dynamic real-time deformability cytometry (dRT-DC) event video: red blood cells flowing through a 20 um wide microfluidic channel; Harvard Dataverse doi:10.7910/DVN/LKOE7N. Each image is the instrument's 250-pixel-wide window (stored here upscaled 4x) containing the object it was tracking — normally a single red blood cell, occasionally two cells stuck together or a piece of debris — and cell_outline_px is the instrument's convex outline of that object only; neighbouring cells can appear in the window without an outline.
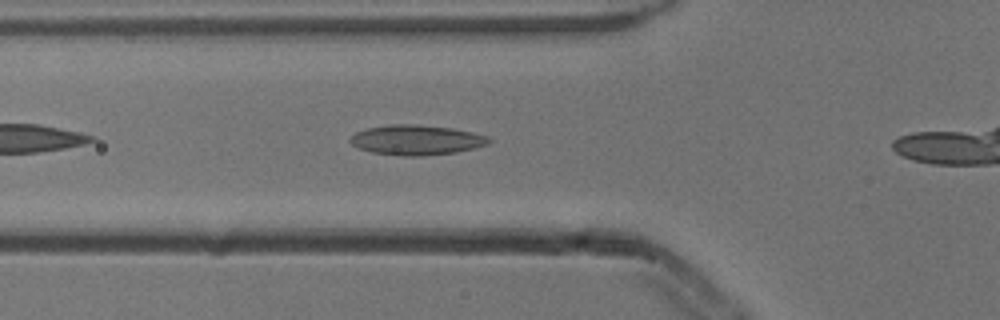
{"species": "common noctule bat (a hibernating species)", "species_latin": "Nyctalus noctula", "temperature_condition": "cold", "stored_images_in_passage": 24, "camera_frame_rate_fps": 3000, "um_per_image_px": 0.085, "animal": {"sex": "male", "body_mass_g": 13.3}, "frame": {"image": 1, "passage_image": 5, "time_ms": 1.333, "image_size_px": [1000, 320], "cell_outline_px": [[492, 140], [488, 144], [456, 152], [424, 156], [400, 156], [372, 152], [356, 148], [348, 140], [356, 132], [368, 128], [388, 124], [416, 124], [452, 128], [472, 132], [488, 136]], "centroid_in_image_um": [35.37, 11.9], "position_along_channel_um": 90.4, "area_um2": 24.33}}
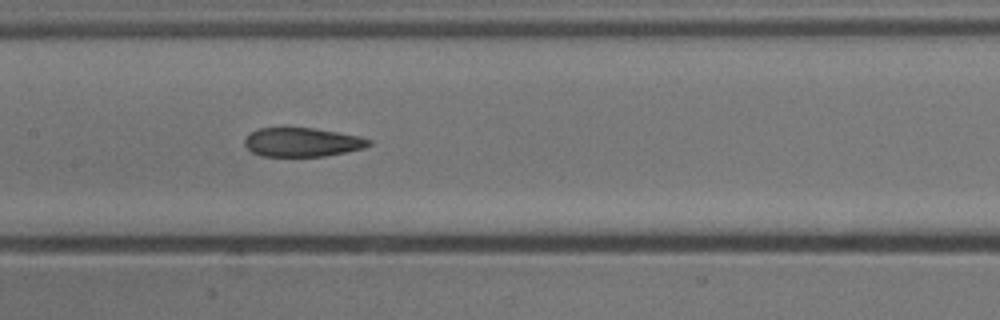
{"frame": {"image": 2, "passage_image": 12, "time_ms": 3.667, "image_size_px": [1000, 320], "cell_outline_px": [[372, 144], [364, 148], [324, 156], [260, 156], [252, 152], [244, 144], [244, 140], [252, 132], [260, 128], [312, 128], [360, 136], [372, 140]], "centroid_in_image_um": [25.7, 12.09], "position_along_channel_um": 181.7, "area_um2": 20.75}}
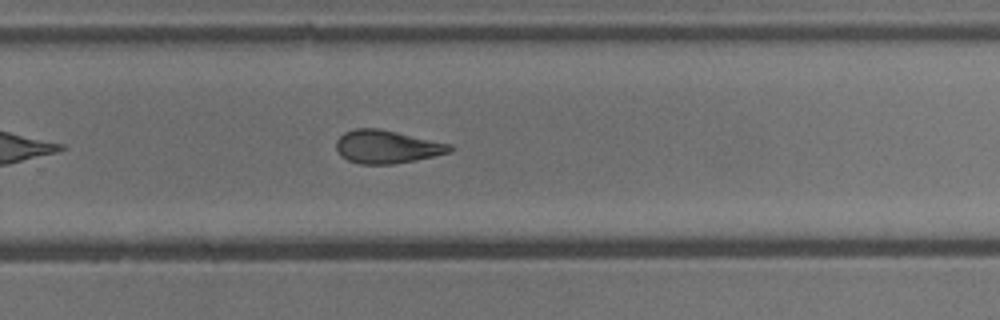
{"frame": {"image": 3, "passage_image": 21, "time_ms": 6.667, "image_size_px": [1000, 320], "cell_outline_px": [[452, 152], [416, 160], [392, 164], [360, 164], [348, 160], [340, 156], [336, 148], [336, 140], [344, 132], [356, 128], [376, 128], [396, 132], [452, 144]], "centroid_in_image_um": [32.87, 12.48], "position_along_channel_um": 296.9, "area_um2": 21.91}}